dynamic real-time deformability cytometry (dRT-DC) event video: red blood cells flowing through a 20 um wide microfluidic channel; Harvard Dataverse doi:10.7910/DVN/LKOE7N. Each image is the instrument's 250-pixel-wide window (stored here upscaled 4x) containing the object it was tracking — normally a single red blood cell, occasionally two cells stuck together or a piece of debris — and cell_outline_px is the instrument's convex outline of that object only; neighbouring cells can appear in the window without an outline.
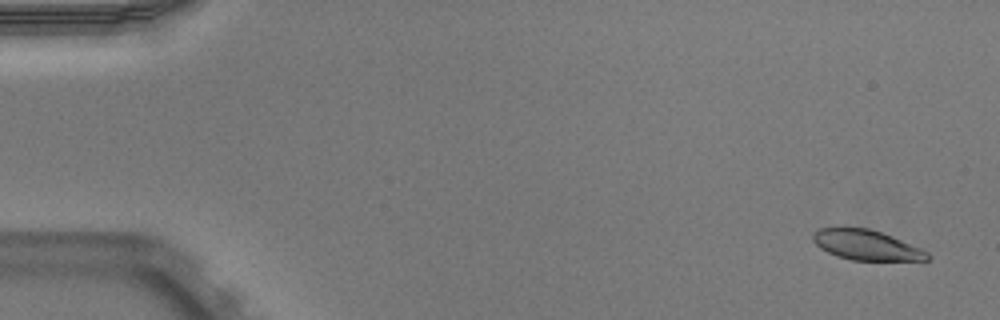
{"species": "Egyptian fruit bat (a non-hibernating species)", "species_latin": "Rousettus aegyptiacus", "temperature_condition": "warm", "stored_images_in_passage": 54, "camera_frame_rate_fps": 3000, "um_per_image_px": 0.085, "animal": {"sex": "male"}, "frame": {"image": 1, "passage_image": 3, "time_ms": 0.667, "image_size_px": [1000, 320], "cell_outline_px": [[932, 256], [928, 260], [852, 260], [836, 256], [820, 248], [812, 240], [812, 232], [820, 228], [844, 224], [868, 228], [892, 236], [920, 248], [928, 252]], "centroid_in_image_um": [73.56, 20.78], "position_along_channel_um": 11.4, "area_um2": 20.63}}
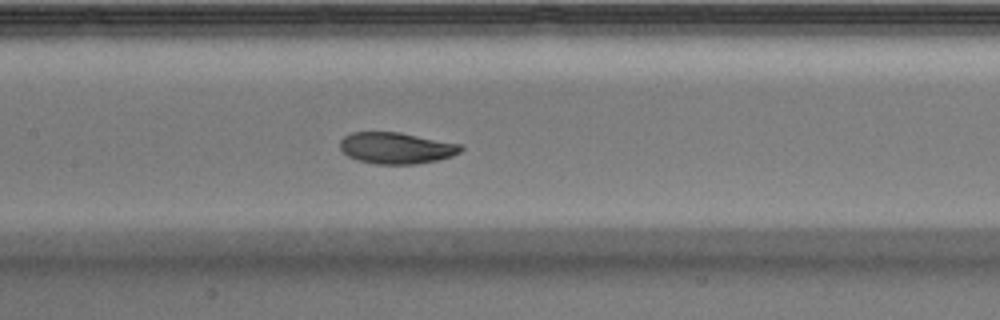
{"frame": {"image": 2, "passage_image": 26, "time_ms": 8.333, "image_size_px": [1000, 320], "cell_outline_px": [[464, 148], [460, 152], [452, 156], [436, 160], [416, 164], [376, 164], [356, 160], [348, 156], [340, 148], [340, 140], [344, 136], [352, 132], [400, 132], [460, 144]], "centroid_in_image_um": [33.67, 12.58], "position_along_channel_um": 173.7, "area_um2": 22.08}}
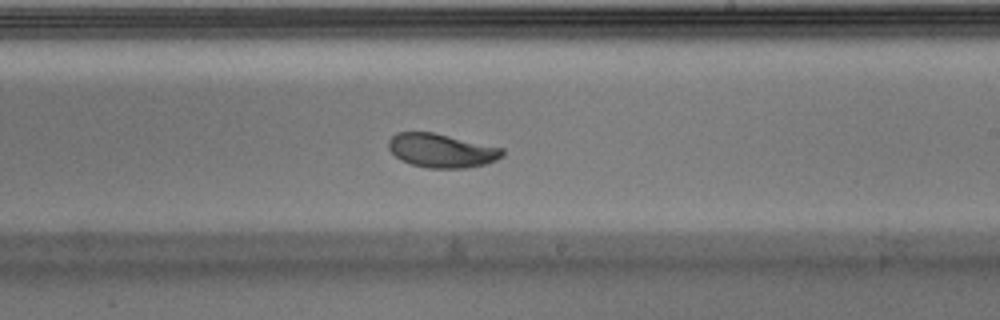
{"frame": {"image": 3, "passage_image": 32, "time_ms": 10.333, "image_size_px": [1000, 320], "cell_outline_px": [[504, 156], [496, 160], [484, 164], [468, 168], [428, 168], [412, 164], [400, 160], [388, 148], [388, 140], [396, 132], [432, 132], [504, 148]], "centroid_in_image_um": [37.54, 12.8], "position_along_channel_um": 251.5, "area_um2": 22.48}, "authors_computed_cell_mechanics": {"area_um2": 22.3108, "velocity_mm_per_s": 3.8999, "shape_relaxation_time_tau1_ms": 2.2105, "shape_relaxation_time_tau2_ms": 2.379, "deformation_change_tau1": 0.1304, "deformation_change_tau2": 0.0547}}